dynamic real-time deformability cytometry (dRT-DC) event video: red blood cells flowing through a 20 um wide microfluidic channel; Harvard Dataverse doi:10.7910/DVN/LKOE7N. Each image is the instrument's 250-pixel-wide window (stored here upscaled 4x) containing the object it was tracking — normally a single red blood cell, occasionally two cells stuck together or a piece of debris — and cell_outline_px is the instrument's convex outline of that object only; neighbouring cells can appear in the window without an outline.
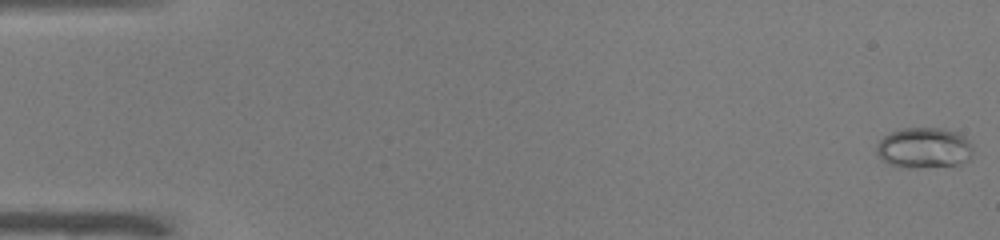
{"species": "common noctule bat (a hibernating species)", "species_latin": "Nyctalus noctula", "temperature_condition": "warm", "stored_images_in_passage": 51, "camera_frame_rate_fps": 3000, "um_per_image_px": 0.085, "animal": {"sex": "male", "body_mass_g": 19.0, "forearm_length_mm": 50.8}, "frame": {"image": 1, "passage_image": 1, "time_ms": 0.0, "image_size_px": [1000, 240], "cell_outline_px": [[972, 160], [956, 168], [896, 168], [884, 160], [876, 152], [876, 144], [884, 136], [900, 128], [940, 128], [960, 132], [972, 144]], "centroid_in_image_um": [78.63, 12.62], "position_along_channel_um": 6.4, "area_um2": 23.93}}
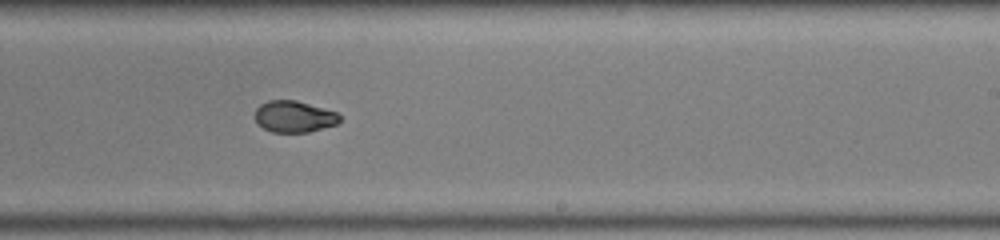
{"frame": {"image": 2, "passage_image": 32, "time_ms": 10.333, "image_size_px": [1000, 240], "cell_outline_px": [[340, 120], [336, 124], [308, 132], [272, 132], [264, 128], [252, 116], [256, 108], [260, 104], [268, 100], [296, 100], [336, 112], [340, 116]], "centroid_in_image_um": [24.95, 9.9], "position_along_channel_um": 264.0, "area_um2": 15.49}}
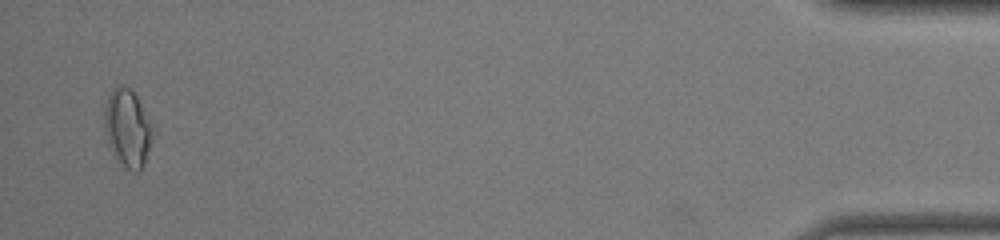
{"frame": {"image": 3, "passage_image": 50, "time_ms": 16.333, "image_size_px": [1000, 240], "cell_outline_px": [[156, 132], [144, 164], [140, 172], [136, 172], [128, 168], [120, 160], [108, 144], [104, 128], [104, 108], [108, 96], [112, 88], [116, 84], [120, 84], [128, 88], [136, 96], [156, 124]], "centroid_in_image_um": [10.91, 10.84], "position_along_channel_um": 424.3, "area_um2": 22.37}, "authors_computed_cell_mechanics": {"area_um2": 17.2822, "velocity_mm_per_s": 4.0083, "shape_relaxation_time_tau1_ms": null, "shape_relaxation_time_tau2_ms": 1.8121, "deformation_change_tau1": null, "deformation_change_tau2": 0.055}}